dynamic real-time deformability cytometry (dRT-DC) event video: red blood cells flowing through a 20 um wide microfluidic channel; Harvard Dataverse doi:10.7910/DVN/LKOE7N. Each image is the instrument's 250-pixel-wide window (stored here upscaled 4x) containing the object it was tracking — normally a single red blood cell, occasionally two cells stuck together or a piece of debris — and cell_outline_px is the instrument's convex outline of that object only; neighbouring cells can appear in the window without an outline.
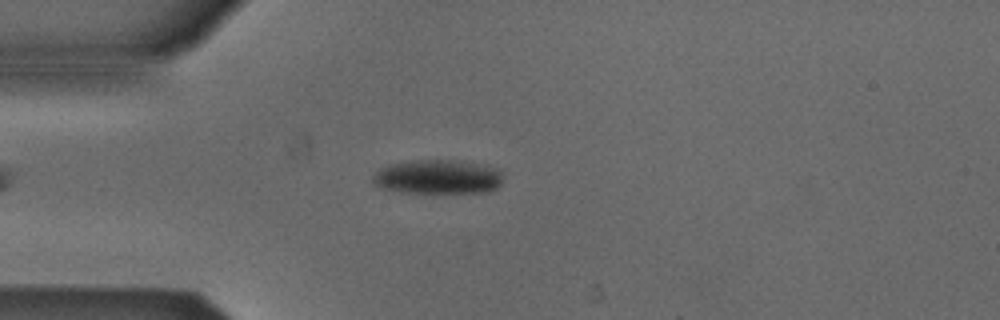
{"species": "Egyptian fruit bat (a non-hibernating species)", "species_latin": "Rousettus aegyptiacus", "temperature_condition": "cold", "stored_images_in_passage": 36, "camera_frame_rate_fps": 3000, "um_per_image_px": 0.085, "animal": {"sex": "male"}, "frame": {"image": 1, "passage_image": 1, "time_ms": 0.0, "image_size_px": [1000, 320], "cell_outline_px": [[500, 184], [496, 188], [488, 192], [400, 192], [380, 188], [372, 184], [372, 176], [380, 168], [388, 164], [412, 160], [460, 160], [500, 168]], "centroid_in_image_um": [37.17, 15.02], "position_along_channel_um": 47.8, "area_um2": 26.13}}
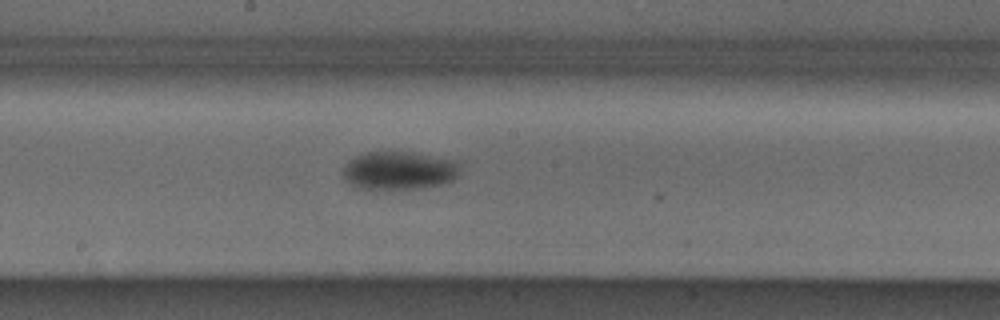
{"frame": {"image": 2, "passage_image": 15, "time_ms": 4.667, "image_size_px": [1000, 320], "cell_outline_px": [[456, 176], [452, 180], [440, 184], [420, 188], [360, 188], [348, 184], [344, 180], [340, 172], [344, 164], [356, 156], [364, 152], [412, 152], [452, 160], [456, 164]], "centroid_in_image_um": [33.78, 14.49], "position_along_channel_um": 214.4, "area_um2": 25.66}}
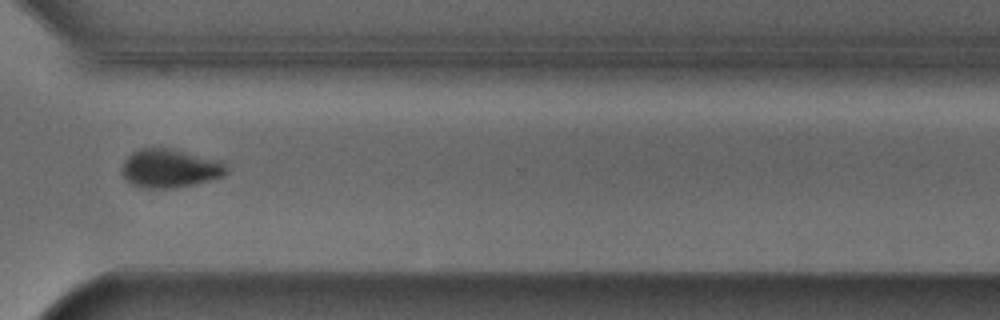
{"frame": {"image": 3, "passage_image": 26, "time_ms": 8.333, "image_size_px": [1000, 320], "cell_outline_px": [[228, 172], [224, 176], [176, 188], [140, 188], [132, 184], [120, 172], [120, 168], [124, 160], [132, 152], [140, 148], [168, 148], [224, 160], [228, 168]], "centroid_in_image_um": [14.45, 14.3], "position_along_channel_um": 356.1, "area_um2": 23.81}}